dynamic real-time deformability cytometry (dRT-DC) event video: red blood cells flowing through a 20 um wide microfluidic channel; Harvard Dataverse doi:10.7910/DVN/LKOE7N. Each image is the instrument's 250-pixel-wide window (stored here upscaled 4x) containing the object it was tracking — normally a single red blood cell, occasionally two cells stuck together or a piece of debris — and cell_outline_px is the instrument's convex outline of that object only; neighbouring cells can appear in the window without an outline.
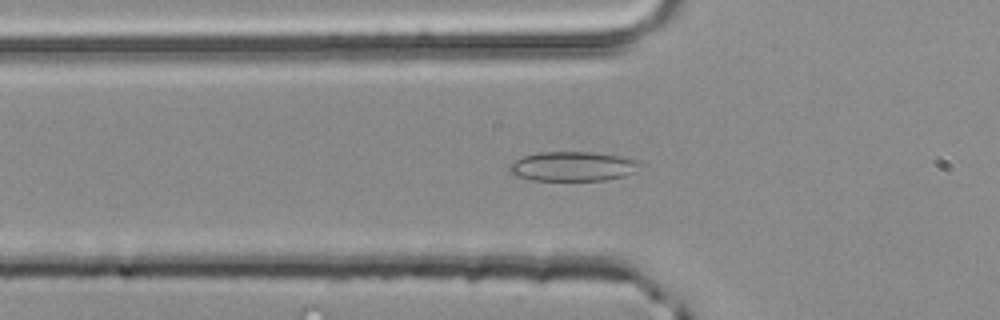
{"species": "common noctule bat (a hibernating species)", "species_latin": "Nyctalus noctula", "temperature_condition": "room temperature", "stored_images_in_passage": 33, "camera_frame_rate_fps": 3000, "um_per_image_px": 0.085, "animal": {"sex": "male", "body_mass_g": 20.4}, "frame": {"image": 1, "passage_image": 3, "time_ms": 0.667, "image_size_px": [1000, 320], "cell_outline_px": [[640, 164], [632, 172], [624, 176], [604, 180], [532, 180], [516, 176], [508, 172], [508, 164], [524, 156], [540, 152], [592, 152], [620, 156], [640, 160]], "centroid_in_image_um": [48.64, 14.14], "position_along_channel_um": 77.2, "area_um2": 22.37}}
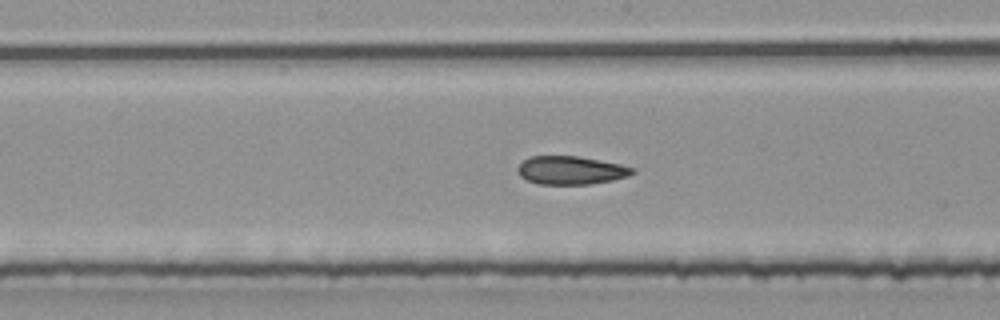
{"frame": {"image": 2, "passage_image": 12, "time_ms": 3.667, "image_size_px": [1000, 320], "cell_outline_px": [[636, 172], [628, 176], [612, 180], [588, 184], [536, 184], [520, 176], [516, 168], [528, 156], [576, 156], [600, 160], [620, 164], [636, 168]], "centroid_in_image_um": [48.52, 14.47], "position_along_channel_um": 199.7, "area_um2": 18.96}}
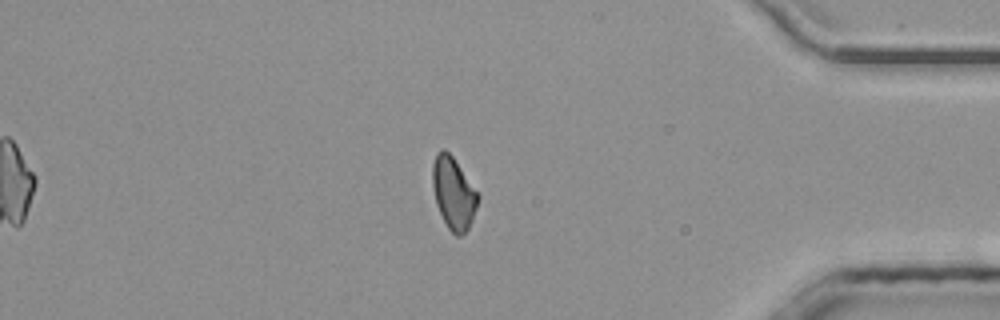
{"frame": {"image": 3, "passage_image": 29, "time_ms": 9.333, "image_size_px": [1000, 320], "cell_outline_px": [[480, 196], [472, 220], [468, 228], [460, 236], [456, 236], [448, 228], [436, 204], [432, 184], [432, 164], [436, 152], [440, 148], [444, 148], [452, 156]], "centroid_in_image_um": [38.52, 16.39], "position_along_channel_um": 396.7, "area_um2": 18.9}, "authors_computed_cell_mechanics": {"area_um2": 19.1896, "velocity_mm_per_s": 4.0675, "shape_relaxation_time_tau1_ms": null, "shape_relaxation_time_tau2_ms": 2.7792, "deformation_change_tau1": null, "deformation_change_tau2": 0.0943}}